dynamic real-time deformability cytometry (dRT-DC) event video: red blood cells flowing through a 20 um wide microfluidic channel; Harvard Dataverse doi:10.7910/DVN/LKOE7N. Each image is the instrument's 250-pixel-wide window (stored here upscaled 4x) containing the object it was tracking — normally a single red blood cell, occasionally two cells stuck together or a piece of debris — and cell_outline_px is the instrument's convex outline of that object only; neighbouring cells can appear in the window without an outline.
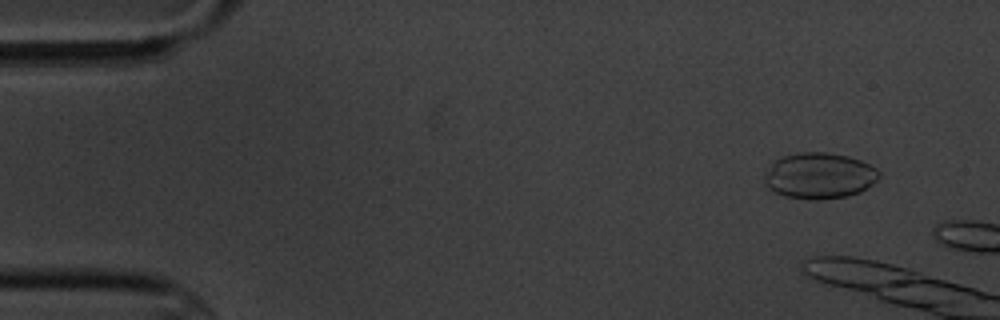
{"species": "common noctule bat (a hibernating species)", "species_latin": "Nyctalus noctula", "temperature_condition": "cold", "stored_images_in_passage": 2, "camera_frame_rate_fps": 3000, "um_per_image_px": 0.085, "animal": {"sex": "male", "body_mass_g": 20.1, "forearm_length_mm": 53.5}, "frame": {"image": 1, "passage_image": 2, "time_ms": 2.0, "image_size_px": [1000, 320], "cell_outline_px": [[880, 176], [872, 184], [860, 192], [848, 196], [816, 200], [808, 200], [784, 196], [768, 188], [764, 184], [764, 172], [772, 160], [784, 156], [800, 152], [828, 152], [848, 156], [860, 160], [876, 168], [880, 172]], "centroid_in_image_um": [69.6, 14.93], "position_along_channel_um": 15.4, "area_um2": 31.1}}